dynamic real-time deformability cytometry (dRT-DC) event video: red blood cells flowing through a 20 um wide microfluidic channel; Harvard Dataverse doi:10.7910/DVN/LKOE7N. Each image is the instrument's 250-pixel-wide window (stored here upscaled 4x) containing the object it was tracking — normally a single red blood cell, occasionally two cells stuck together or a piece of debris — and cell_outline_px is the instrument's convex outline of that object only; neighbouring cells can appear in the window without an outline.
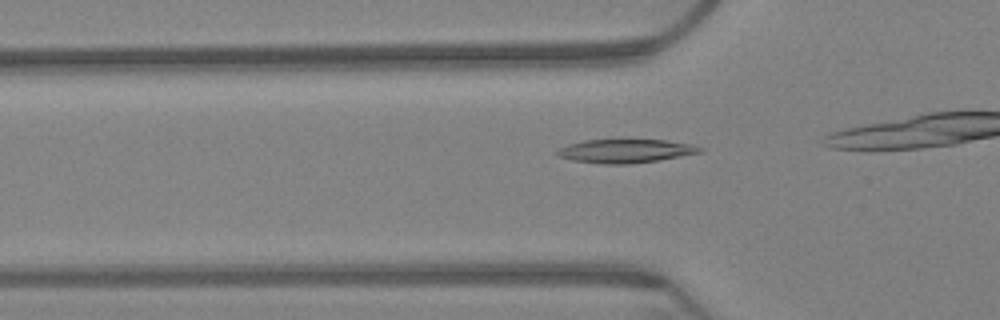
{"species": "Egyptian fruit bat (a non-hibernating species)", "species_latin": "Rousettus aegyptiacus", "temperature_condition": "warm", "stored_images_in_passage": 16, "camera_frame_rate_fps": 3000, "um_per_image_px": 0.085, "animal": {"sex": "female"}, "frame": {"image": 1, "passage_image": 10, "time_ms": 3.0, "image_size_px": [1000, 320], "cell_outline_px": [[704, 152], [656, 160], [628, 164], [604, 164], [572, 160], [560, 156], [556, 152], [560, 148], [568, 144], [584, 140], [664, 140], [692, 144], [704, 148]], "centroid_in_image_um": [53.2, 12.83], "position_along_channel_um": 72.6, "area_um2": 19.42}}
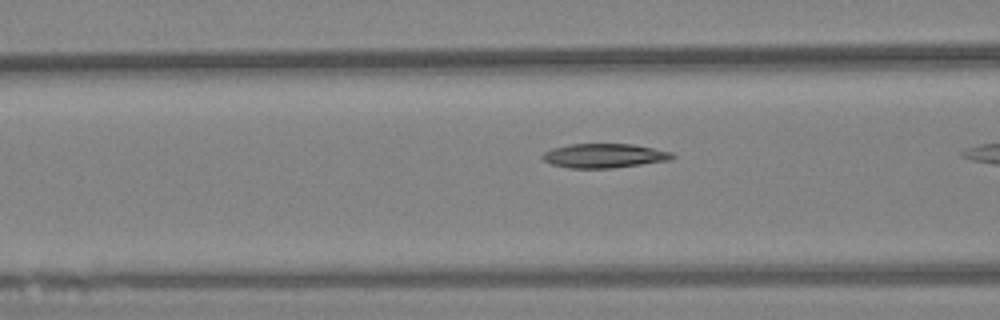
{"frame": {"image": 2, "passage_image": 14, "time_ms": 4.333, "image_size_px": [1000, 320], "cell_outline_px": [[676, 156], [672, 160], [612, 168], [568, 168], [552, 164], [544, 160], [540, 156], [544, 152], [552, 148], [572, 144], [632, 144], [672, 152]], "centroid_in_image_um": [51.37, 13.24], "position_along_channel_um": 115.2, "area_um2": 18.32}}